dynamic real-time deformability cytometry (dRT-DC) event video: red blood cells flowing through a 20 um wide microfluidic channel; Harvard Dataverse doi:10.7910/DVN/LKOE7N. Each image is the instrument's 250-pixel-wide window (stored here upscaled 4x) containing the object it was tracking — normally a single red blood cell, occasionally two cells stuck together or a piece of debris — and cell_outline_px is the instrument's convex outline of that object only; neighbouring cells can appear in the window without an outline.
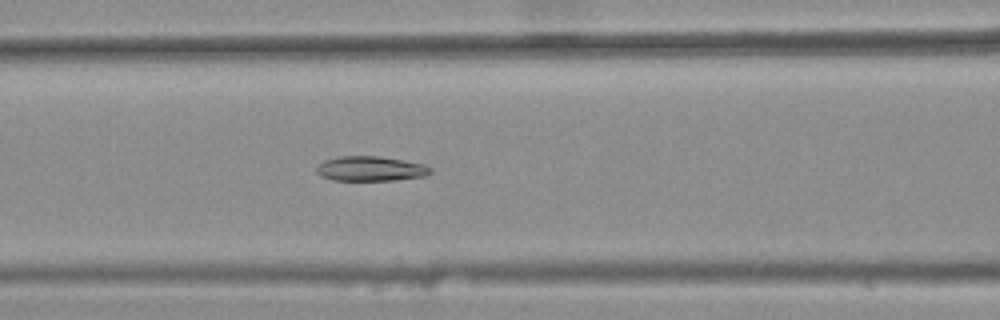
{"species": "common noctule bat (a hibernating species)", "species_latin": "Nyctalus noctula", "temperature_condition": "warm", "stored_images_in_passage": 44, "camera_frame_rate_fps": 3000, "um_per_image_px": 0.085, "animal": {"sex": "female", "body_mass_g": 25.1}, "frame": {"image": 1, "passage_image": 21, "time_ms": 6.667, "image_size_px": [1000, 320], "cell_outline_px": [[432, 172], [428, 176], [396, 180], [332, 180], [320, 176], [316, 172], [316, 168], [324, 160], [340, 156], [380, 156], [404, 160], [424, 164], [432, 168]], "centroid_in_image_um": [31.53, 14.34], "position_along_channel_um": 135.1, "area_um2": 16.65}}
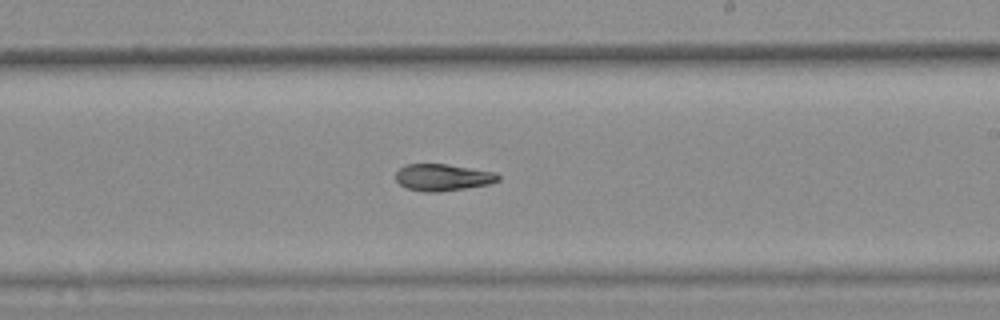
{"frame": {"image": 2, "passage_image": 30, "time_ms": 9.667, "image_size_px": [1000, 320], "cell_outline_px": [[500, 180], [488, 184], [440, 192], [424, 192], [408, 188], [400, 184], [396, 180], [396, 172], [404, 164], [448, 164], [496, 172], [500, 176]], "centroid_in_image_um": [37.64, 15.07], "position_along_channel_um": 251.4, "area_um2": 16.01}}
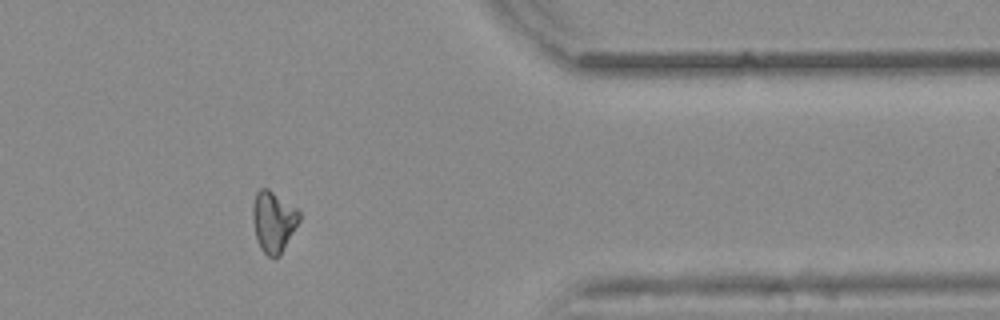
{"frame": {"image": 3, "passage_image": 42, "time_ms": 13.667, "image_size_px": [1000, 320], "cell_outline_px": [[300, 220], [280, 256], [268, 256], [260, 248], [256, 236], [252, 220], [252, 208], [256, 192], [260, 188], [268, 188], [296, 208], [300, 212]], "centroid_in_image_um": [23.24, 18.82], "position_along_channel_um": 388.2, "area_um2": 16.47}}